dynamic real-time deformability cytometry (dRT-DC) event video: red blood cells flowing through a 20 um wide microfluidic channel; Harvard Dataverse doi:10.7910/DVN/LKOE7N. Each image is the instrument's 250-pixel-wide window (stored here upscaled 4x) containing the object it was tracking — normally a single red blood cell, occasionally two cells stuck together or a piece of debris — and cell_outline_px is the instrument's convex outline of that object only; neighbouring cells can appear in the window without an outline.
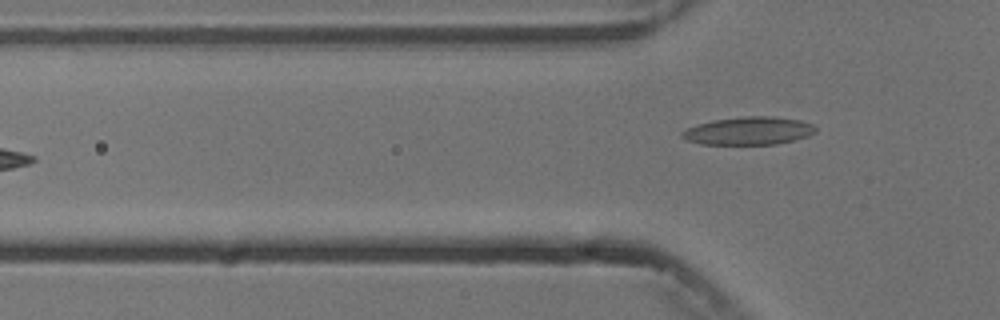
{"species": "common noctule bat (a hibernating species)", "species_latin": "Nyctalus noctula", "temperature_condition": "cold", "stored_images_in_passage": 5, "camera_frame_rate_fps": 3000, "um_per_image_px": 0.085, "animal": {"sex": "male", "body_mass_g": 13.3}, "frame": {"image": 1, "passage_image": 5, "time_ms": 5.667, "image_size_px": [1000, 320], "cell_outline_px": [[816, 132], [808, 136], [776, 144], [700, 144], [688, 140], [680, 136], [680, 132], [688, 128], [712, 120], [744, 116], [772, 116], [800, 120], [812, 124], [816, 128]], "centroid_in_image_um": [63.64, 11.12], "position_along_channel_um": 62.2, "area_um2": 21.62}}